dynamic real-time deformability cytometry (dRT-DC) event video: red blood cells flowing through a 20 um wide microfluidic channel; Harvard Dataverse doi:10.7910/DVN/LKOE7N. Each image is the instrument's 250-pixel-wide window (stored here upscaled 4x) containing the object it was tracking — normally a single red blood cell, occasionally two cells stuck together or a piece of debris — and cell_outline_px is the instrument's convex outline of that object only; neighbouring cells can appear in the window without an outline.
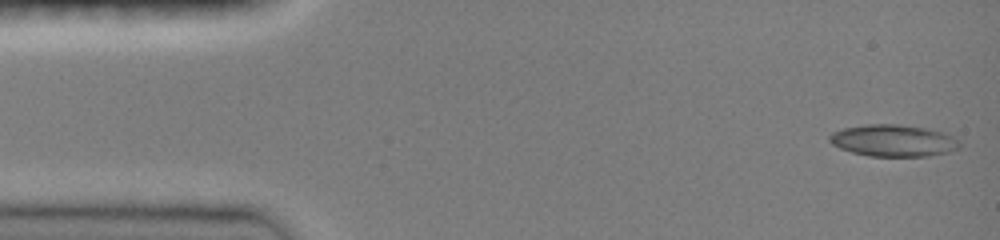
{"species": "common noctule bat (a hibernating species)", "species_latin": "Nyctalus noctula", "temperature_condition": "room temperature", "stored_images_in_passage": 28, "camera_frame_rate_fps": 3000, "um_per_image_px": 0.085, "animal": {"sex": "female", "body_mass_g": 19.0, "forearm_length_mm": 51.5}, "frame": {"image": 1, "passage_image": 1, "time_ms": 0.0, "image_size_px": [1000, 240], "cell_outline_px": [[960, 148], [948, 152], [928, 156], [868, 156], [852, 152], [840, 148], [832, 144], [828, 140], [828, 136], [832, 132], [844, 128], [868, 124], [896, 124], [924, 128], [944, 132], [952, 136], [960, 144]], "centroid_in_image_um": [75.91, 11.95], "position_along_channel_um": 9.1, "area_um2": 24.04}}
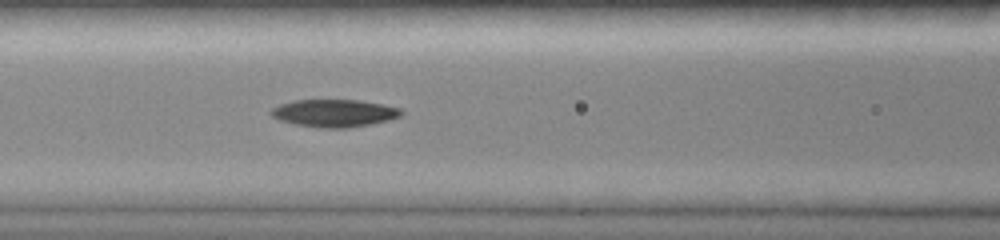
{"frame": {"image": 2, "passage_image": 18, "time_ms": 6.0, "image_size_px": [1000, 240], "cell_outline_px": [[404, 112], [400, 116], [388, 120], [348, 128], [316, 128], [296, 124], [280, 120], [272, 116], [268, 112], [272, 108], [280, 104], [292, 100], [360, 100], [400, 108]], "centroid_in_image_um": [28.37, 9.61], "position_along_channel_um": 138.2, "area_um2": 20.87}}
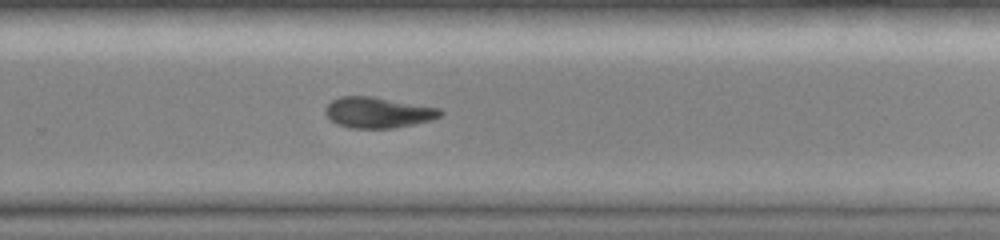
{"frame": {"image": 3, "passage_image": 28, "time_ms": 10.0, "image_size_px": [1000, 240], "cell_outline_px": [[444, 112], [440, 116], [432, 120], [392, 128], [352, 128], [336, 124], [324, 112], [324, 108], [332, 100], [340, 96], [372, 96], [440, 108]], "centroid_in_image_um": [32.12, 9.55], "position_along_channel_um": 297.7, "area_um2": 20.58}}